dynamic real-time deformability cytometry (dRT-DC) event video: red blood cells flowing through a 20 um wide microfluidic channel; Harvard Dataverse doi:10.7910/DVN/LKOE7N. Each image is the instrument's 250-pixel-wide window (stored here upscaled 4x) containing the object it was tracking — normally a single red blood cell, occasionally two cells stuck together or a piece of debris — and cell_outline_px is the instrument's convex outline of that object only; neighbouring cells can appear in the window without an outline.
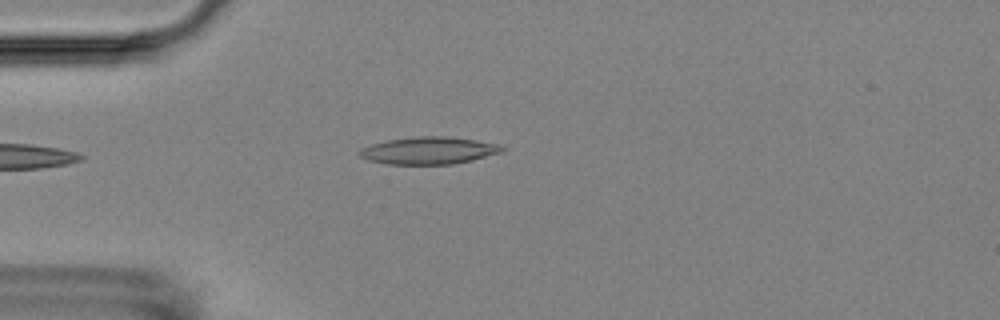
{"species": "Egyptian fruit bat (a non-hibernating species)", "species_latin": "Rousettus aegyptiacus", "temperature_condition": "room temperature", "stored_images_in_passage": 1, "camera_frame_rate_fps": 3000, "um_per_image_px": 0.085, "animal": {"sex": "female"}, "frame": {"image": 1, "passage_image": 1, "time_ms": 0.0, "image_size_px": [1000, 320], "cell_outline_px": [[504, 148], [500, 152], [472, 160], [452, 164], [388, 164], [368, 160], [360, 156], [356, 152], [360, 148], [372, 144], [388, 140], [412, 136], [448, 136], [476, 140], [500, 144]], "centroid_in_image_um": [36.4, 12.79], "position_along_channel_um": 48.6, "area_um2": 22.66}}